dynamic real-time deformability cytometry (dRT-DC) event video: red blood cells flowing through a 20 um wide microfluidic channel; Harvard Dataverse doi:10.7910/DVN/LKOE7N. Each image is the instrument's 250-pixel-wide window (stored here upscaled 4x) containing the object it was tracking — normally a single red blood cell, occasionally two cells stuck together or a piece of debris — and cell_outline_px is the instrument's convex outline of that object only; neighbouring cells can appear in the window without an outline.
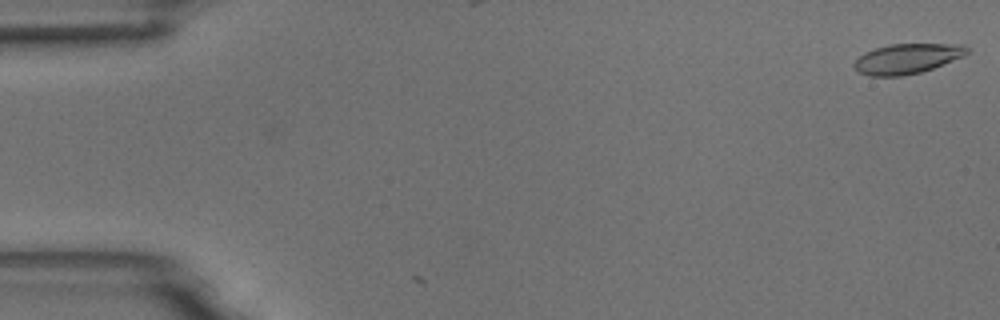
{"species": "common noctule bat (a hibernating species)", "species_latin": "Nyctalus noctula", "temperature_condition": "room temperature", "stored_images_in_passage": 2, "camera_frame_rate_fps": 3000, "um_per_image_px": 0.085, "animal": {"sex": "male", "body_mass_g": 18.8}, "frame": {"image": 1, "passage_image": 2, "time_ms": 0.333, "image_size_px": [1000, 320], "cell_outline_px": [[968, 52], [964, 56], [932, 68], [920, 72], [904, 76], [868, 76], [860, 72], [852, 64], [864, 52], [888, 44], [964, 44], [968, 48]], "centroid_in_image_um": [77.1, 4.98], "position_along_channel_um": 7.9, "area_um2": 19.65}}